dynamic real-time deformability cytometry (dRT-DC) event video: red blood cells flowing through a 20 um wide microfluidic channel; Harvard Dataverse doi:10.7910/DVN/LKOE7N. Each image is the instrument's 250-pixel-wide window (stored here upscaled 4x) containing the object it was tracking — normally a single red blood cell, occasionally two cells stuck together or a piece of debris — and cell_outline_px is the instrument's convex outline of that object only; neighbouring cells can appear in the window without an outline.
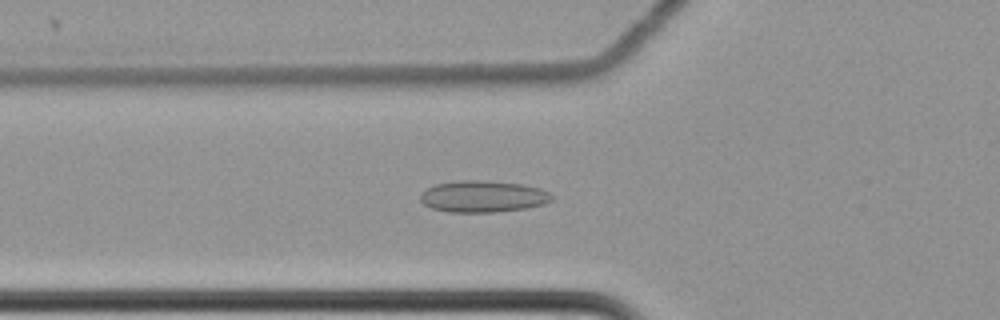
{"species": "common noctule bat (a hibernating species)", "species_latin": "Nyctalus noctula", "temperature_condition": "cold", "stored_images_in_passage": 45, "camera_frame_rate_fps": 3000, "um_per_image_px": 0.085, "animal": {"sex": "female", "body_mass_g": 22.7, "forearm_length_mm": 54.2}, "frame": {"image": 1, "passage_image": 7, "time_ms": 2.0, "image_size_px": [1000, 320], "cell_outline_px": [[552, 200], [544, 204], [524, 208], [496, 212], [448, 212], [432, 208], [424, 204], [420, 200], [420, 196], [428, 188], [436, 184], [460, 180], [488, 180], [520, 184], [540, 188], [548, 192], [552, 196]], "centroid_in_image_um": [41.05, 16.69], "position_along_channel_um": 84.7, "area_um2": 24.1}}
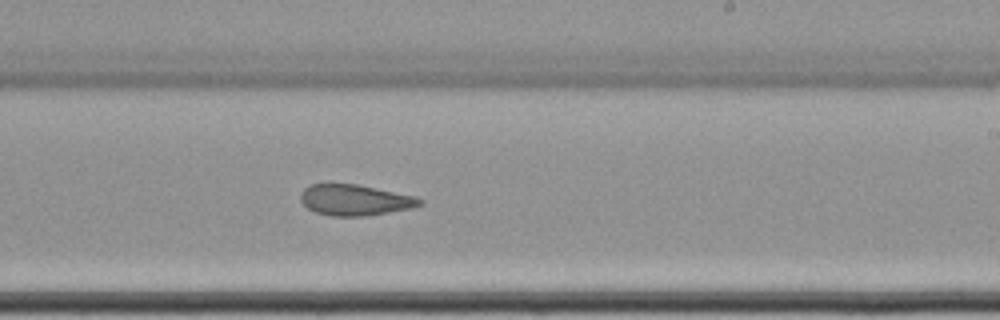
{"frame": {"image": 2, "passage_image": 22, "time_ms": 7.0, "image_size_px": [1000, 320], "cell_outline_px": [[424, 204], [412, 208], [368, 216], [332, 216], [316, 212], [308, 208], [300, 200], [300, 196], [304, 188], [308, 184], [356, 184], [416, 196], [424, 200]], "centroid_in_image_um": [30.2, 17.0], "position_along_channel_um": 258.8, "area_um2": 21.56}}
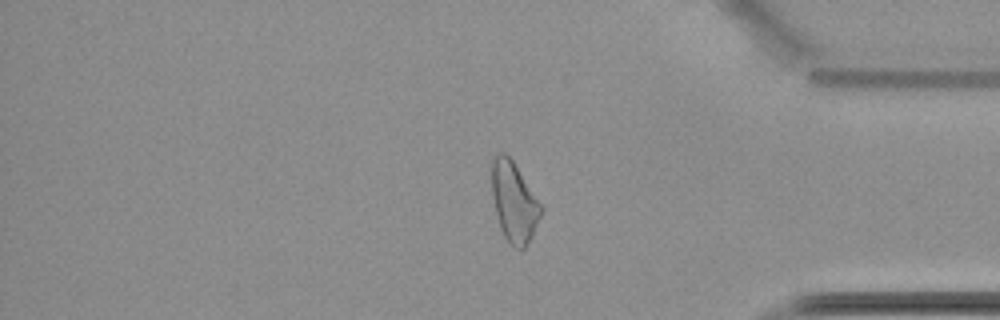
{"frame": {"image": 3, "passage_image": 35, "time_ms": 11.333, "image_size_px": [1000, 320], "cell_outline_px": [[544, 208], [532, 236], [524, 248], [516, 248], [508, 244], [500, 228], [492, 196], [488, 168], [488, 164], [496, 152], [504, 152], [512, 160]], "centroid_in_image_um": [43.63, 17.1], "position_along_channel_um": 391.6, "area_um2": 23.47}, "authors_computed_cell_mechanics": {"area_um2": 22.6576, "velocity_mm_per_s": 3.497, "shape_relaxation_time_tau1_ms": null, "shape_relaxation_time_tau2_ms": 3.6279, "deformation_change_tau1": null, "deformation_change_tau2": 0.0879}}